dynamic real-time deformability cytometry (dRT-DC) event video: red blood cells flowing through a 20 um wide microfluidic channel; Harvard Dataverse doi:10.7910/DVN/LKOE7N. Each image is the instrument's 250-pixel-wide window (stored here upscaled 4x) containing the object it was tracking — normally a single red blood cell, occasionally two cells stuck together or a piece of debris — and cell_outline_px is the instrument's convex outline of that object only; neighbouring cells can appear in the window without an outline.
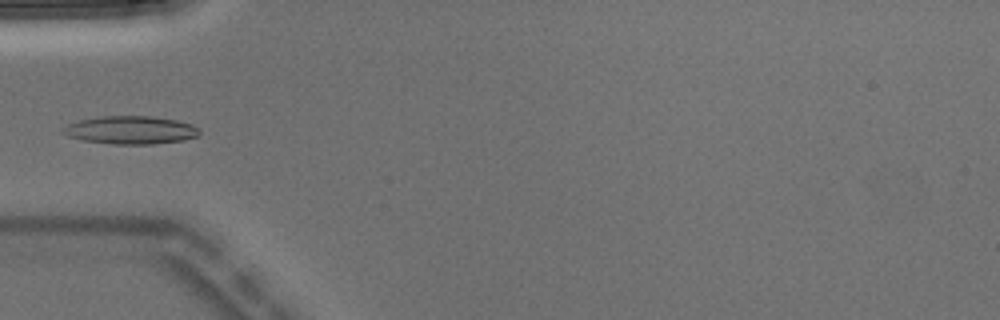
{"species": "Egyptian fruit bat (a non-hibernating species)", "species_latin": "Rousettus aegyptiacus", "temperature_condition": "warm", "stored_images_in_passage": 4, "camera_frame_rate_fps": 3000, "um_per_image_px": 0.085, "animal": {"sex": "male"}, "frame": {"image": 1, "passage_image": 4, "time_ms": 1.0, "image_size_px": [1000, 320], "cell_outline_px": [[200, 132], [196, 136], [184, 140], [152, 144], [112, 144], [84, 140], [68, 136], [60, 132], [60, 128], [68, 124], [80, 120], [96, 116], [152, 116], [176, 120], [192, 124], [200, 128]], "centroid_in_image_um": [11.08, 11.05], "position_along_channel_um": 73.9, "area_um2": 22.43}}